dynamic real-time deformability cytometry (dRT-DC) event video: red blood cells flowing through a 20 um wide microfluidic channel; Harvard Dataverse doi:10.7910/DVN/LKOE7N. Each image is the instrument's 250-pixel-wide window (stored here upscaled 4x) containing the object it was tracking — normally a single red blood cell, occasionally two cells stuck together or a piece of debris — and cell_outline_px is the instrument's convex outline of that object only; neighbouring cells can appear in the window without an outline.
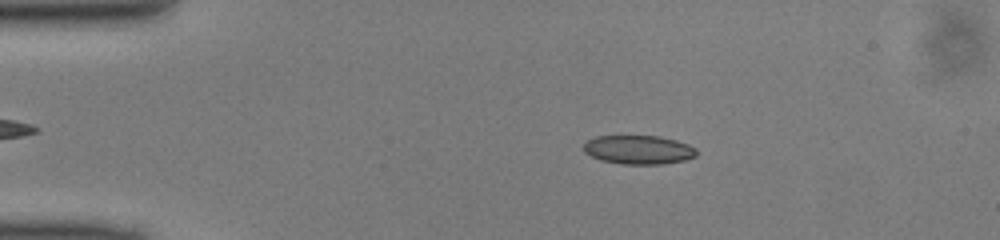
{"species": "common noctule bat (a hibernating species)", "species_latin": "Nyctalus noctula", "temperature_condition": "cold", "stored_images_in_passage": 42, "camera_frame_rate_fps": 3000, "um_per_image_px": 0.085, "animal": {"sex": "male", "body_mass_g": 13.0, "forearm_length_mm": 53.1}, "frame": {"image": 1, "passage_image": 9, "time_ms": 2.667, "image_size_px": [1000, 240], "cell_outline_px": [[696, 156], [684, 160], [664, 164], [620, 164], [600, 160], [584, 152], [584, 144], [588, 140], [596, 136], [660, 136], [676, 140], [688, 144], [696, 148]], "centroid_in_image_um": [54.28, 12.73], "position_along_channel_um": 30.7, "area_um2": 19.02}}
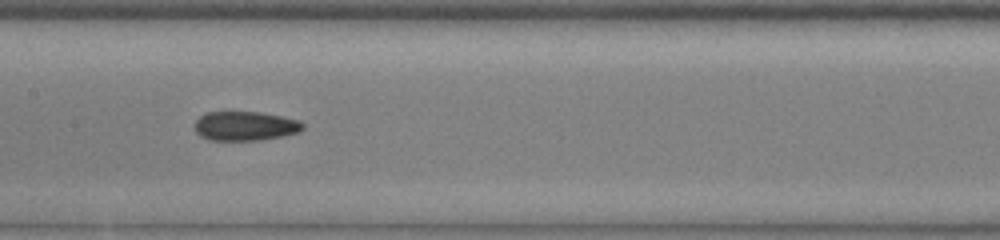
{"frame": {"image": 2, "passage_image": 24, "time_ms": 7.667, "image_size_px": [1000, 240], "cell_outline_px": [[304, 128], [296, 132], [280, 136], [260, 140], [212, 140], [200, 136], [196, 132], [196, 120], [200, 116], [208, 112], [260, 112], [300, 120], [304, 124]], "centroid_in_image_um": [20.84, 10.7], "position_along_channel_um": 186.6, "area_um2": 18.21}}
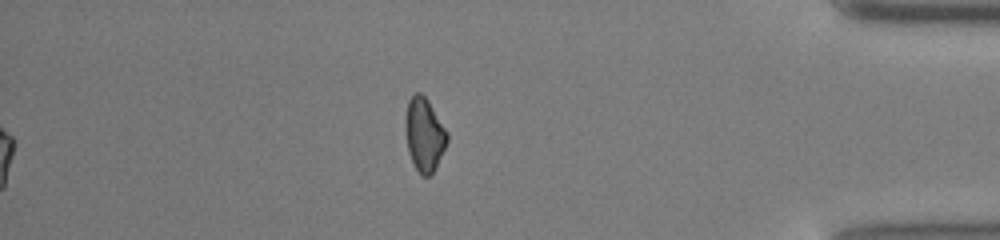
{"frame": {"image": 3, "passage_image": 42, "time_ms": 13.667, "image_size_px": [1000, 240], "cell_outline_px": [[448, 140], [436, 168], [428, 176], [424, 176], [416, 168], [408, 152], [404, 128], [404, 120], [408, 100], [416, 92], [420, 92], [428, 100], [448, 132]], "centroid_in_image_um": [36.05, 11.4], "position_along_channel_um": 399.1, "area_um2": 17.92}}